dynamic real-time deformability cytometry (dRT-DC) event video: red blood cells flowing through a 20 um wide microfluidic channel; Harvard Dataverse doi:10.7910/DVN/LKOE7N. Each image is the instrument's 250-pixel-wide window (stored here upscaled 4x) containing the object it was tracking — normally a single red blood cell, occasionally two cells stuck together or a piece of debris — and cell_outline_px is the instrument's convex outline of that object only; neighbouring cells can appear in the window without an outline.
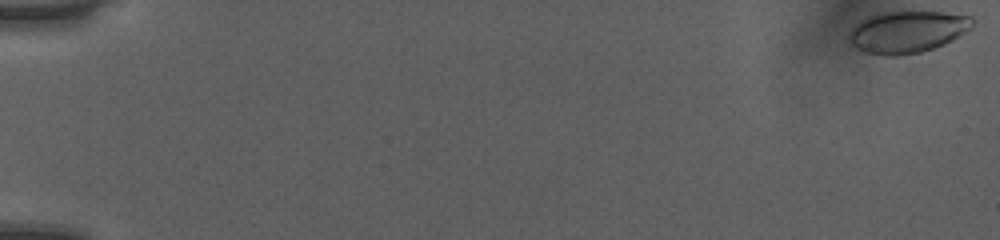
{"species": "human", "species_latin": "Homo sapiens", "temperature_condition": "room temperature", "stored_images_in_passage": 10, "camera_frame_rate_fps": 3000, "um_per_image_px": 0.085, "donor": {"sex": "female"}, "frame": {"image": 1, "passage_image": 1, "time_ms": 0.0, "image_size_px": [1000, 240], "cell_outline_px": [[976, 20], [972, 28], [960, 36], [944, 44], [920, 52], [896, 56], [884, 56], [864, 52], [856, 48], [848, 40], [848, 32], [860, 20], [868, 16], [884, 12], [940, 12], [972, 16]], "centroid_in_image_um": [77.13, 2.71], "position_along_channel_um": 7.9, "area_um2": 30.35}}